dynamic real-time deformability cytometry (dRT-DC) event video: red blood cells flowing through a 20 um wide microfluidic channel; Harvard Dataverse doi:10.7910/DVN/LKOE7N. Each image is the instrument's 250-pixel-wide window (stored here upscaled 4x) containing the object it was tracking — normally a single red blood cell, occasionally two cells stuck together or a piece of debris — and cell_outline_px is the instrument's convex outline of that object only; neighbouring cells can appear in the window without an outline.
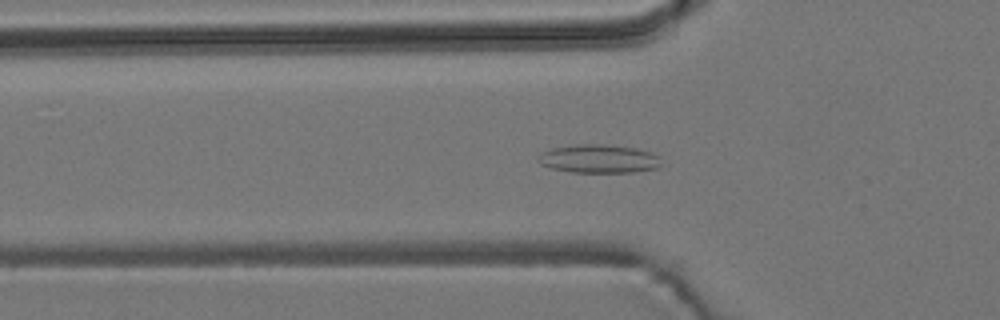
{"species": "common noctule bat (a hibernating species)", "species_latin": "Nyctalus noctula", "temperature_condition": "room temperature", "stored_images_in_passage": 56, "camera_frame_rate_fps": 3000, "um_per_image_px": 0.085, "animal": {"sex": "male", "body_mass_g": 19.2, "forearm_length_mm": 51.8}, "frame": {"image": 1, "passage_image": 18, "time_ms": 5.667, "image_size_px": [1000, 320], "cell_outline_px": [[660, 164], [656, 168], [632, 172], [572, 172], [548, 168], [540, 164], [536, 160], [536, 156], [552, 148], [576, 144], [604, 144], [636, 148], [652, 152], [660, 156]], "centroid_in_image_um": [50.87, 13.49], "position_along_channel_um": 74.9, "area_um2": 20.58}}
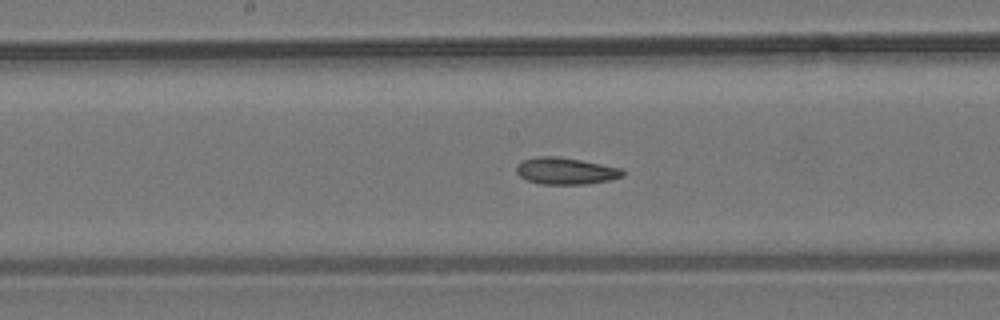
{"frame": {"image": 2, "passage_image": 28, "time_ms": 9.0, "image_size_px": [1000, 320], "cell_outline_px": [[624, 176], [608, 180], [584, 184], [540, 184], [528, 180], [520, 176], [516, 172], [516, 164], [520, 160], [540, 156], [556, 156], [580, 160], [620, 168], [624, 172]], "centroid_in_image_um": [48.02, 14.53], "position_along_channel_um": 200.2, "area_um2": 16.47}}
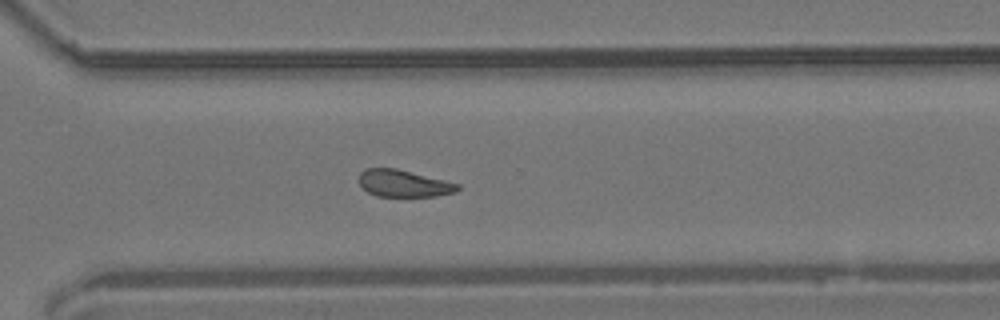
{"frame": {"image": 3, "passage_image": 39, "time_ms": 12.667, "image_size_px": [1000, 320], "cell_outline_px": [[460, 188], [456, 192], [436, 196], [376, 196], [368, 192], [360, 184], [360, 172], [364, 168], [396, 168], [460, 184]], "centroid_in_image_um": [34.32, 15.59], "position_along_channel_um": 336.3, "area_um2": 15.43}, "authors_computed_cell_mechanics": {"area_um2": 17.051, "velocity_mm_per_s": 3.7255, "shape_relaxation_time_tau1_ms": null, "shape_relaxation_time_tau2_ms": 8.2707, "deformation_change_tau1": null, "deformation_change_tau2": 0.1621}}